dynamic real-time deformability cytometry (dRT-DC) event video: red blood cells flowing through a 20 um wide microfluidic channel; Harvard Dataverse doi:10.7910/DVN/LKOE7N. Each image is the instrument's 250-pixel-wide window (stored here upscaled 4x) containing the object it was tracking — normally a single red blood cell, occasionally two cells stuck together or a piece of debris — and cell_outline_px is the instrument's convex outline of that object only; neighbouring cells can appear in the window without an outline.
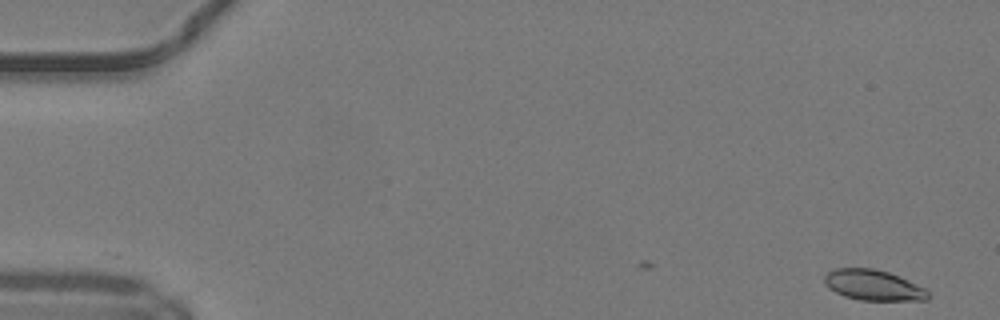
{"species": "common noctule bat (a hibernating species)", "species_latin": "Nyctalus noctula", "temperature_condition": "warm", "stored_images_in_passage": 44, "camera_frame_rate_fps": 3000, "um_per_image_px": 0.085, "animal": {"sex": "male", "body_mass_g": 19.2, "forearm_length_mm": 51.8}, "frame": {"image": 1, "passage_image": 1, "time_ms": 0.0, "image_size_px": [1000, 320], "cell_outline_px": [[932, 296], [928, 300], [860, 300], [844, 296], [828, 288], [824, 280], [824, 276], [828, 272], [836, 268], [872, 268], [888, 272], [924, 288]], "centroid_in_image_um": [74.22, 24.24], "position_along_channel_um": 10.8, "area_um2": 18.26}}
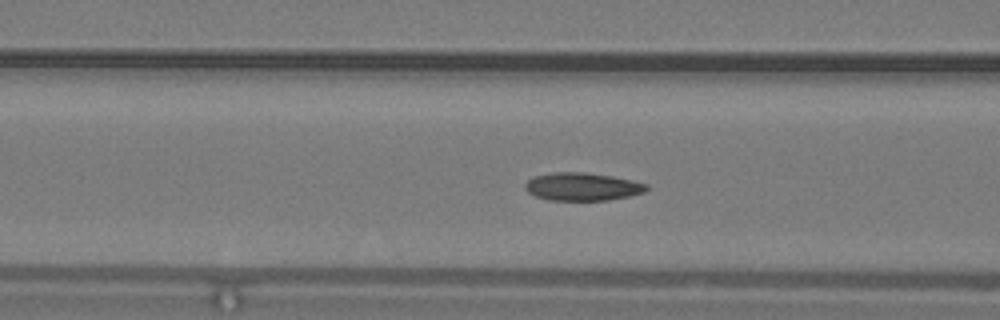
{"frame": {"image": 2, "passage_image": 19, "time_ms": 6.0, "image_size_px": [1000, 320], "cell_outline_px": [[648, 188], [644, 192], [628, 196], [608, 200], [548, 200], [536, 196], [528, 192], [524, 188], [524, 184], [532, 176], [552, 172], [584, 172], [612, 176], [632, 180], [648, 184]], "centroid_in_image_um": [49.47, 15.86], "position_along_channel_um": 117.1, "area_um2": 19.83}}
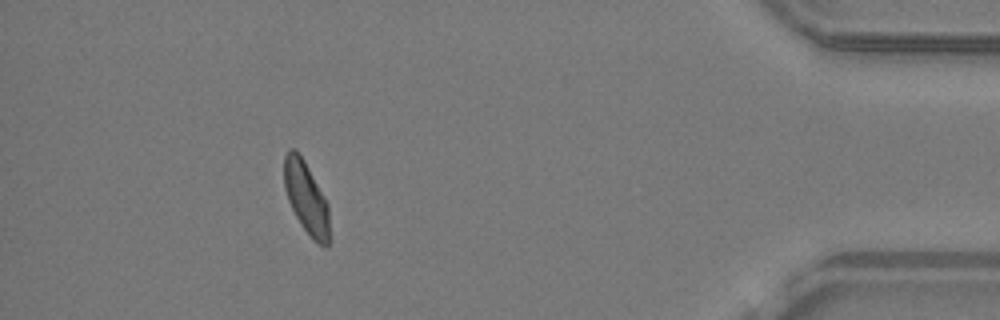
{"frame": {"image": 3, "passage_image": 44, "time_ms": 14.333, "image_size_px": [1000, 320], "cell_outline_px": [[332, 240], [324, 248], [304, 228], [296, 216], [288, 200], [284, 188], [284, 156], [288, 148], [296, 148], [304, 160], [328, 204]], "centroid_in_image_um": [26.05, 16.81], "position_along_channel_um": 409.1, "area_um2": 19.13}, "authors_computed_cell_mechanics": {"area_um2": 19.074, "velocity_mm_per_s": 4.1689, "shape_relaxation_time_tau1_ms": 5.0645, "shape_relaxation_time_tau2_ms": 1.3931, "deformation_change_tau1": 0.1555, "deformation_change_tau2": 0.0648}}